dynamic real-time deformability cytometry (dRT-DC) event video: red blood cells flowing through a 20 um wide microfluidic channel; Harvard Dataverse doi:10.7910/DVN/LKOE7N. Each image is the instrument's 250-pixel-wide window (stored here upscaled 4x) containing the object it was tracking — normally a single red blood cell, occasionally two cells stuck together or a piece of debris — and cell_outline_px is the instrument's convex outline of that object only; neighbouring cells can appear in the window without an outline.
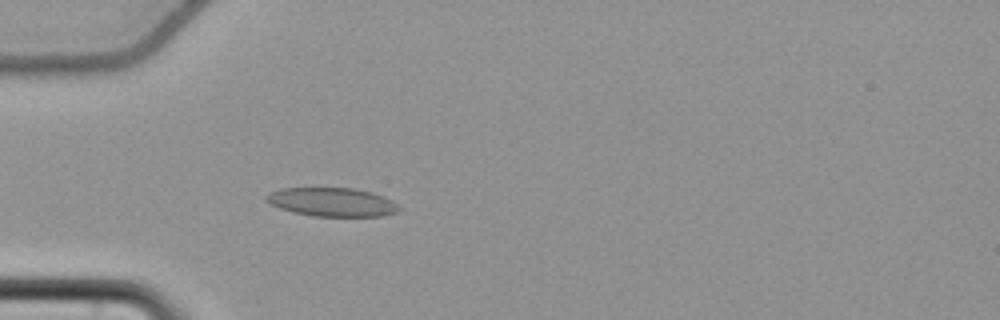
{"species": "common noctule bat (a hibernating species)", "species_latin": "Nyctalus noctula", "temperature_condition": "cold", "stored_images_in_passage": 58, "camera_frame_rate_fps": 3000, "um_per_image_px": 0.085, "animal": {"sex": "female", "body_mass_g": 22.7, "forearm_length_mm": 54.2}, "frame": {"image": 1, "passage_image": 19, "time_ms": 6.0, "image_size_px": [1000, 320], "cell_outline_px": [[400, 208], [396, 212], [380, 216], [312, 216], [292, 212], [280, 208], [264, 200], [264, 196], [268, 192], [280, 188], [352, 188], [372, 192], [384, 196], [392, 200]], "centroid_in_image_um": [28.18, 17.17], "position_along_channel_um": 56.8, "area_um2": 22.25}}
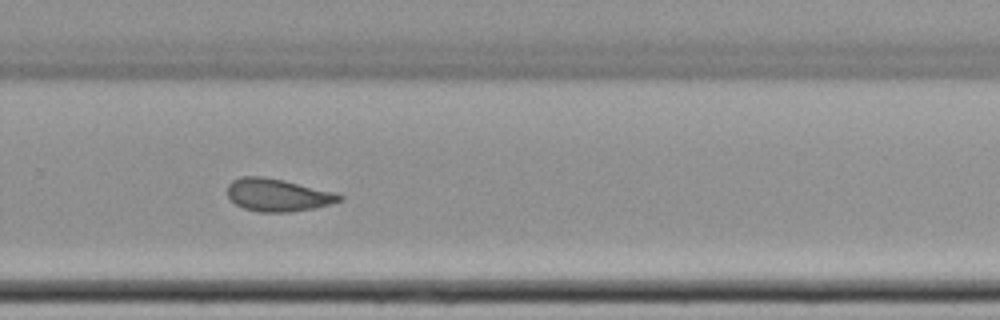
{"frame": {"image": 2, "passage_image": 40, "time_ms": 13.0, "image_size_px": [1000, 320], "cell_outline_px": [[344, 200], [332, 204], [292, 212], [256, 212], [244, 208], [236, 204], [228, 196], [228, 184], [232, 180], [240, 176], [264, 176], [284, 180], [332, 192], [344, 196]], "centroid_in_image_um": [23.6, 16.57], "position_along_channel_um": 306.2, "area_um2": 21.33}}
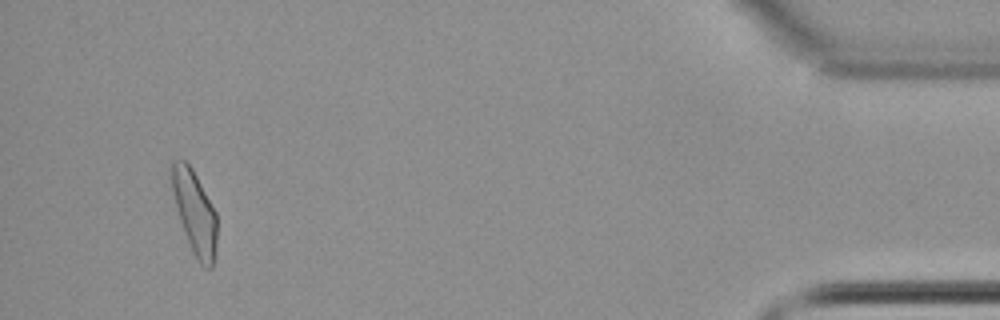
{"frame": {"image": 3, "passage_image": 55, "time_ms": 18.0, "image_size_px": [1000, 320], "cell_outline_px": [[216, 252], [212, 268], [204, 268], [196, 260], [180, 220], [176, 208], [168, 168], [168, 160], [184, 160], [192, 168], [216, 212]], "centroid_in_image_um": [16.52, 18.01], "position_along_channel_um": 418.7, "area_um2": 22.14}, "authors_computed_cell_mechanics": {"area_um2": 21.6172, "velocity_mm_per_s": 3.6944, "shape_relaxation_time_tau1_ms": null, "shape_relaxation_time_tau2_ms": 5.3541, "deformation_change_tau1": null, "deformation_change_tau2": 0.0932}}